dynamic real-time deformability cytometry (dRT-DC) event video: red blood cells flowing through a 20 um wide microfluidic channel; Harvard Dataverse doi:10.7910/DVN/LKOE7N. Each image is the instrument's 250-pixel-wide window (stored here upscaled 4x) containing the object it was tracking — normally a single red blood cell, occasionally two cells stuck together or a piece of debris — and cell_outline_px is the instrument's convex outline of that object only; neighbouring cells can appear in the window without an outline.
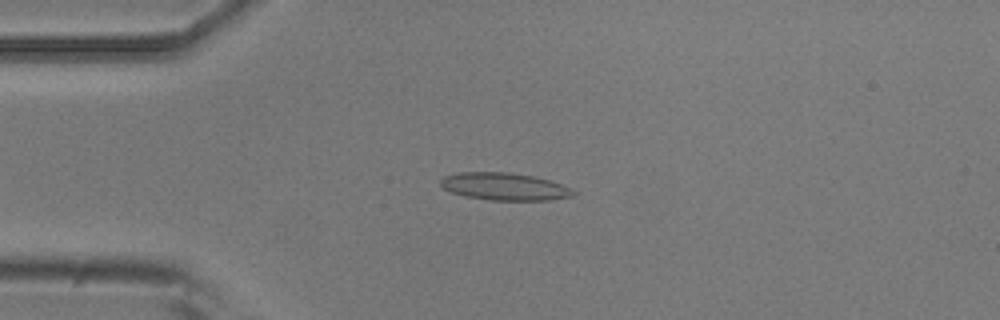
{"species": "common noctule bat (a hibernating species)", "species_latin": "Nyctalus noctula", "temperature_condition": "room temperature", "stored_images_in_passage": 7, "camera_frame_rate_fps": 3000, "um_per_image_px": 0.085, "animal": {"sex": "male", "body_mass_g": 20.5, "forearm_length_mm": 52.5}, "frame": {"image": 1, "passage_image": 4, "time_ms": 3.667, "image_size_px": [1000, 320], "cell_outline_px": [[576, 192], [572, 196], [548, 200], [488, 200], [464, 196], [452, 192], [444, 188], [440, 184], [440, 180], [444, 176], [460, 172], [508, 172], [532, 176], [548, 180], [560, 184]], "centroid_in_image_um": [42.83, 15.85], "position_along_channel_um": 42.2, "area_um2": 20.98}}
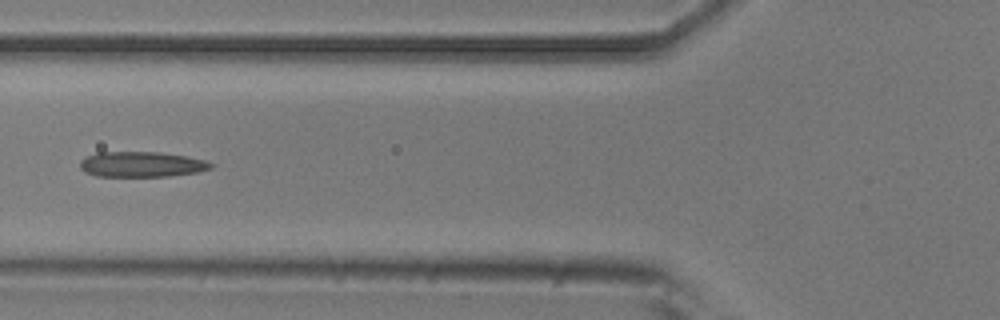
{"frame": {"image": 2, "passage_image": 6, "time_ms": 6.0, "image_size_px": [1000, 320], "cell_outline_px": [[212, 168], [200, 172], [168, 176], [96, 176], [84, 172], [80, 168], [80, 160], [96, 152], [160, 152], [184, 156], [204, 160], [212, 164]], "centroid_in_image_um": [12.01, 13.97], "position_along_channel_um": 113.8, "area_um2": 19.31}}
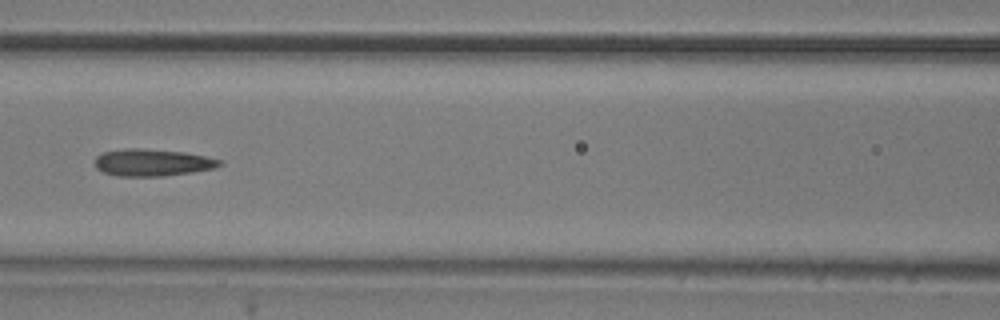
{"frame": {"image": 3, "passage_image": 7, "time_ms": 7.0, "image_size_px": [1000, 320], "cell_outline_px": [[224, 164], [216, 168], [192, 172], [164, 176], [116, 176], [104, 172], [96, 168], [96, 156], [104, 152], [124, 148], [144, 148], [184, 152], [204, 156], [220, 160]], "centroid_in_image_um": [12.96, 13.81], "position_along_channel_um": 153.6, "area_um2": 19.71}}